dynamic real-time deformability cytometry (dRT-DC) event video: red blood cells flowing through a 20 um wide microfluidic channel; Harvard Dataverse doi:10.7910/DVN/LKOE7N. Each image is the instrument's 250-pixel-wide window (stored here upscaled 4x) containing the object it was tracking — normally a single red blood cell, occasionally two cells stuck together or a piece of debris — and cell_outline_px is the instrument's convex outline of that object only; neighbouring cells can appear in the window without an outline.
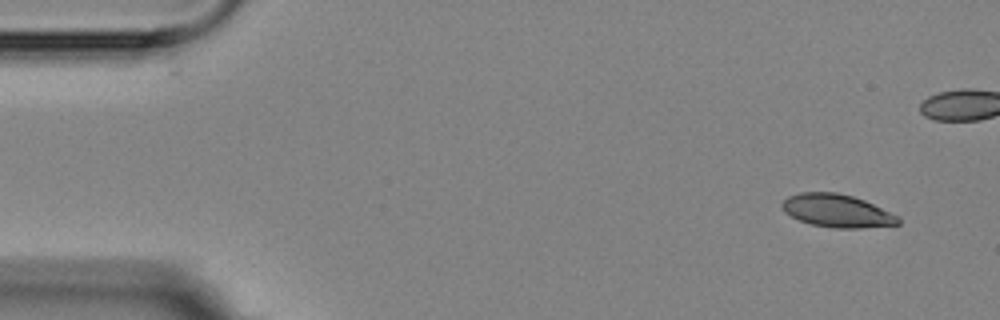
{"species": "Egyptian fruit bat (a non-hibernating species)", "species_latin": "Rousettus aegyptiacus", "temperature_condition": "room temperature", "stored_images_in_passage": 4, "camera_frame_rate_fps": 3000, "um_per_image_px": 0.085, "animal": {"sex": "female"}, "frame": {"image": 1, "passage_image": 1, "time_ms": 0.0, "image_size_px": [1000, 320], "cell_outline_px": [[900, 224], [860, 228], [836, 228], [812, 224], [800, 220], [784, 212], [780, 204], [788, 196], [800, 192], [836, 192], [852, 196], [864, 200], [900, 216]], "centroid_in_image_um": [71.15, 17.91], "position_along_channel_um": 13.8, "area_um2": 22.25}}